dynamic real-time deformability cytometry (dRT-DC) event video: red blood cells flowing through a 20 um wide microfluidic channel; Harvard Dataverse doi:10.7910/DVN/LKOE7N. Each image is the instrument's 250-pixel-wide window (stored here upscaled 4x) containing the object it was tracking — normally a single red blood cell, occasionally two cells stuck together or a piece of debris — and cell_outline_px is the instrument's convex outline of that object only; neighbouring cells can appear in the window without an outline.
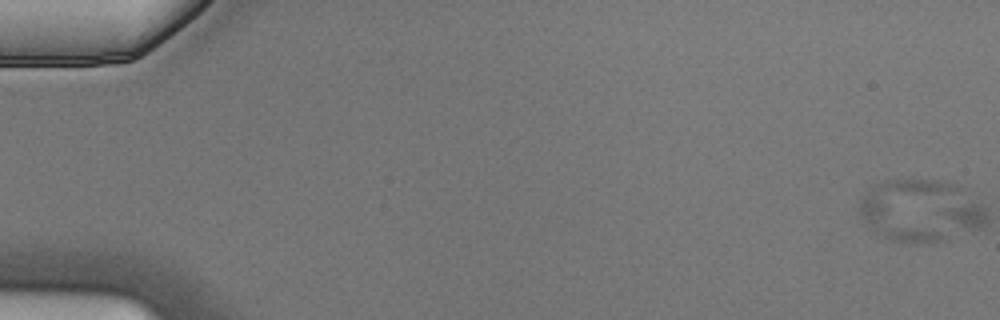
{"species": "Egyptian fruit bat (a non-hibernating species)", "species_latin": "Rousettus aegyptiacus", "temperature_condition": "cold", "stored_images_in_passage": 6, "camera_frame_rate_fps": 3000, "um_per_image_px": 0.085, "animal": {"sex": "male"}, "frame": {"image": 1, "passage_image": 1, "time_ms": 0.0, "image_size_px": [1000, 320], "cell_outline_px": [[960, 188], [944, 240], [932, 244], [916, 244], [888, 240], [876, 236], [872, 232], [860, 216], [856, 208], [860, 196], [872, 184], [884, 180], [940, 180], [952, 184]], "centroid_in_image_um": [77.25, 17.84], "position_along_channel_um": 7.7, "area_um2": 38.38}}